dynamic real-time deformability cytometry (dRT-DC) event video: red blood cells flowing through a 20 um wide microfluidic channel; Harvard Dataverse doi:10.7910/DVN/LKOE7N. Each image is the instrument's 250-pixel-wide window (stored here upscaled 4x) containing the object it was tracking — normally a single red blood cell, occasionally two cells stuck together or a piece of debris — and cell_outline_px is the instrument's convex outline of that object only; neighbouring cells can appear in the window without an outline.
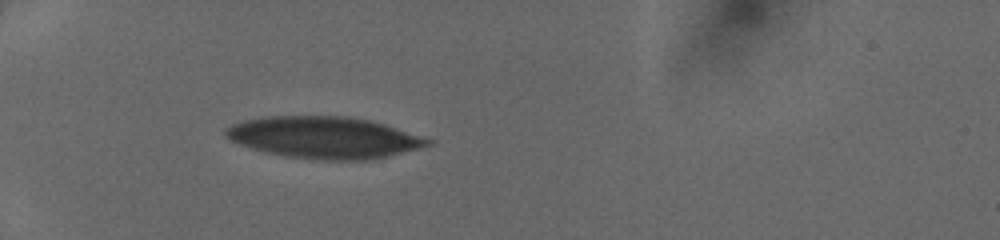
{"species": "human", "species_latin": "Homo sapiens", "temperature_condition": "cold", "stored_images_in_passage": 33, "camera_frame_rate_fps": 3000, "um_per_image_px": 0.085, "donor": {"sex": "female"}, "frame": {"image": 1, "passage_image": 1, "time_ms": 0.0, "image_size_px": [1000, 240], "cell_outline_px": [[436, 144], [420, 148], [368, 160], [324, 160], [288, 156], [268, 152], [252, 148], [240, 144], [232, 140], [224, 132], [224, 128], [240, 120], [264, 116], [348, 116], [372, 120], [436, 140]], "centroid_in_image_um": [27.61, 11.67], "position_along_channel_um": 57.4, "area_um2": 49.25}}
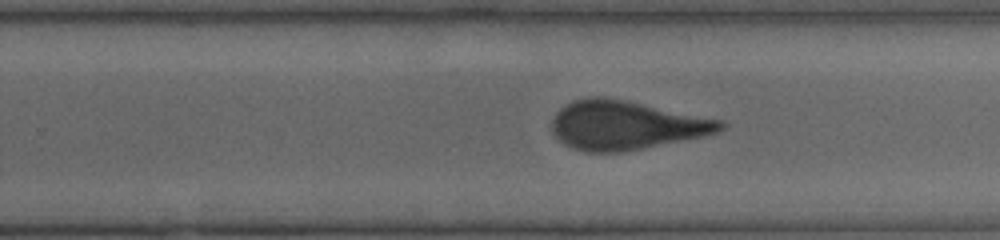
{"frame": {"image": 2, "passage_image": 18, "time_ms": 5.667, "image_size_px": [1000, 240], "cell_outline_px": [[728, 124], [724, 128], [716, 132], [700, 136], [624, 152], [588, 152], [572, 148], [564, 144], [552, 132], [552, 116], [564, 104], [572, 100], [588, 96], [604, 96], [724, 120]], "centroid_in_image_um": [53.15, 10.62], "position_along_channel_um": 276.6, "area_um2": 47.97}}
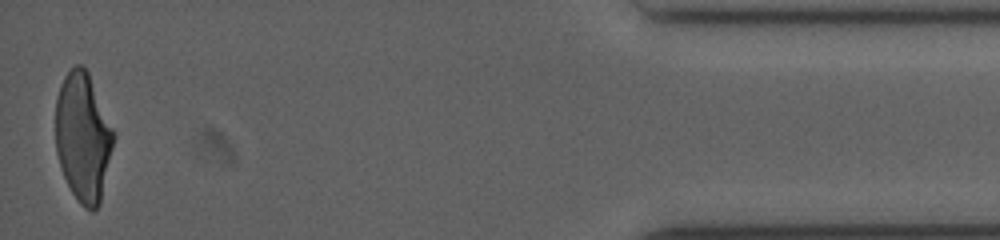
{"frame": {"image": 3, "passage_image": 33, "time_ms": 10.667, "image_size_px": [1000, 240], "cell_outline_px": [[116, 136], [100, 204], [92, 212], [84, 208], [80, 204], [72, 192], [64, 176], [56, 152], [56, 100], [64, 76], [76, 64], [80, 64], [88, 72], [116, 132]], "centroid_in_image_um": [7.09, 11.67], "position_along_channel_um": 428.1, "area_um2": 43.75}}